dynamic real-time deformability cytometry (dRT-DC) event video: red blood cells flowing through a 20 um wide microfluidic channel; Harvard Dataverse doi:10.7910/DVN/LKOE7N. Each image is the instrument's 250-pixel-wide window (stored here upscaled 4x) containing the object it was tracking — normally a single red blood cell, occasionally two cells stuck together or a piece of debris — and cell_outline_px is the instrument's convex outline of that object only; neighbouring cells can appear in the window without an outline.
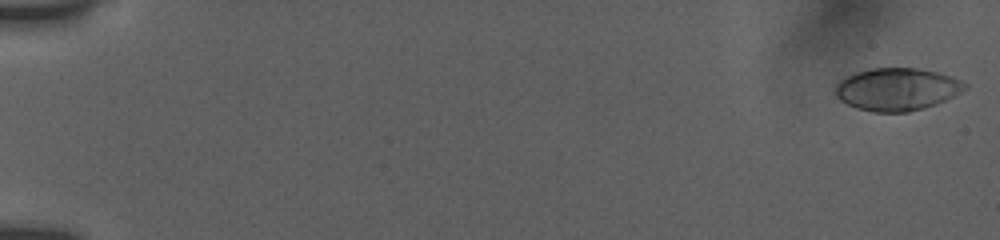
{"species": "human", "species_latin": "Homo sapiens", "temperature_condition": "room temperature", "stored_images_in_passage": 27, "camera_frame_rate_fps": 3000, "um_per_image_px": 0.085, "donor": {"sex": "female"}, "frame": {"image": 1, "passage_image": 1, "time_ms": 0.0, "image_size_px": [1000, 240], "cell_outline_px": [[968, 88], [936, 104], [924, 108], [908, 112], [872, 112], [856, 108], [840, 100], [836, 96], [832, 88], [844, 76], [872, 68], [916, 68], [940, 72], [952, 76], [968, 84]], "centroid_in_image_um": [76.22, 7.58], "position_along_channel_um": 8.8, "area_um2": 32.37}}
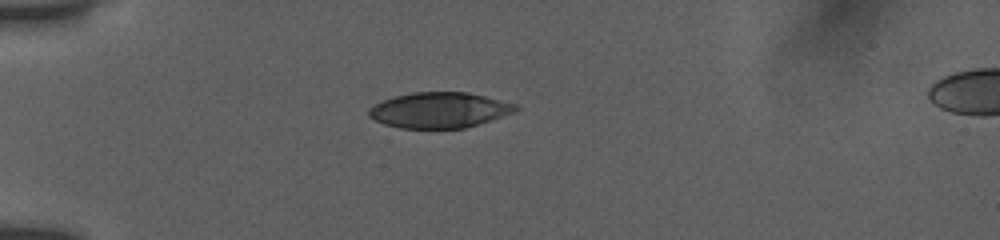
{"frame": {"image": 2, "passage_image": 22, "time_ms": 5.0, "image_size_px": [1000, 240], "cell_outline_px": [[520, 108], [516, 112], [492, 120], [464, 128], [400, 128], [384, 124], [368, 116], [368, 108], [384, 100], [396, 96], [412, 92], [468, 92], [520, 104]], "centroid_in_image_um": [37.41, 9.35], "position_along_channel_um": 47.6, "area_um2": 30.58}}